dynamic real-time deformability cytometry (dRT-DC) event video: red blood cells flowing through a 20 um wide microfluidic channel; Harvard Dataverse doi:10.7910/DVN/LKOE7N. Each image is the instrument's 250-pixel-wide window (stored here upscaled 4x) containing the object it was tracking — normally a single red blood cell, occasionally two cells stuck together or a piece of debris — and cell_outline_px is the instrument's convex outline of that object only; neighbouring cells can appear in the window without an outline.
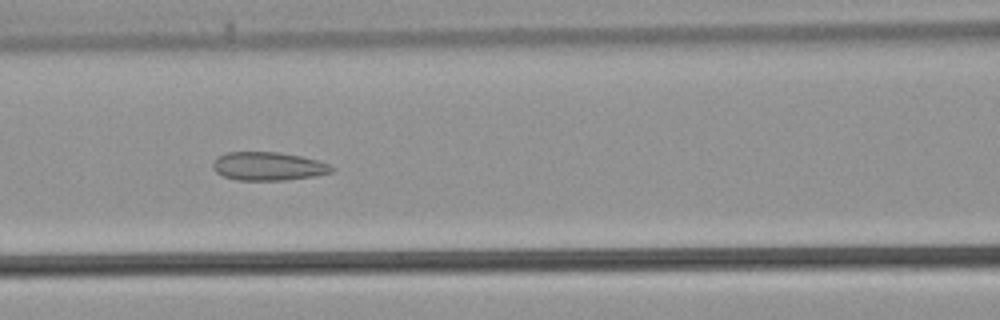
{"species": "common noctule bat (a hibernating species)", "species_latin": "Nyctalus noctula", "temperature_condition": "warm", "stored_images_in_passage": 41, "camera_frame_rate_fps": 3000, "um_per_image_px": 0.085, "animal": {"sex": "male", "body_mass_g": 21.5, "forearm_length_mm": 52.0}, "frame": {"image": 1, "passage_image": 17, "time_ms": 5.333, "image_size_px": [1000, 320], "cell_outline_px": [[336, 168], [332, 172], [316, 176], [284, 180], [236, 180], [224, 176], [216, 172], [212, 168], [212, 164], [220, 156], [228, 152], [280, 152], [300, 156], [316, 160], [328, 164]], "centroid_in_image_um": [22.82, 14.14], "position_along_channel_um": 143.8, "area_um2": 19.59}}
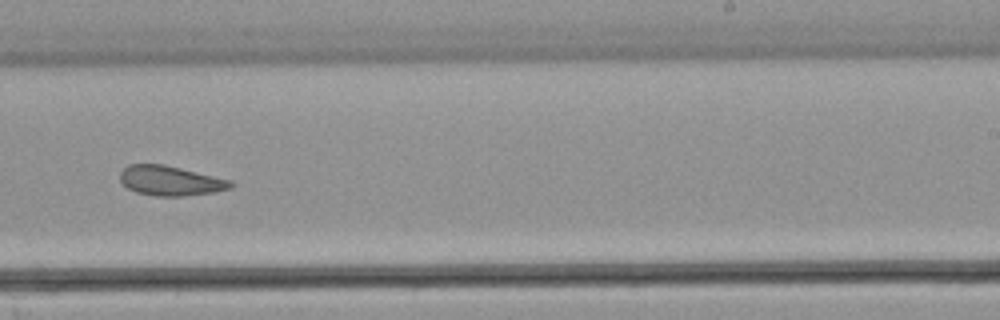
{"frame": {"image": 2, "passage_image": 25, "time_ms": 8.0, "image_size_px": [1000, 320], "cell_outline_px": [[236, 184], [232, 188], [212, 192], [184, 196], [156, 196], [136, 192], [128, 188], [120, 180], [120, 172], [128, 164], [160, 164], [180, 168], [232, 180]], "centroid_in_image_um": [14.5, 15.36], "position_along_channel_um": 274.5, "area_um2": 19.13}}
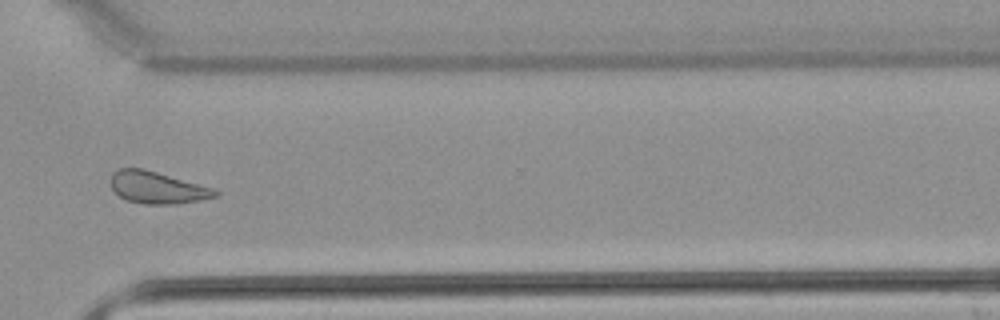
{"frame": {"image": 3, "passage_image": 30, "time_ms": 9.667, "image_size_px": [1000, 320], "cell_outline_px": [[220, 196], [200, 200], [176, 204], [144, 204], [128, 200], [120, 196], [112, 188], [112, 172], [120, 168], [144, 168], [212, 188], [220, 192]], "centroid_in_image_um": [13.39, 15.94], "position_along_channel_um": 357.2, "area_um2": 19.31}}